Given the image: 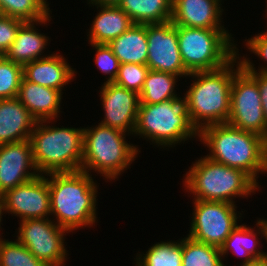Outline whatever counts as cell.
Listing matches in <instances>:
<instances>
[{
  "label": "cell",
  "mask_w": 267,
  "mask_h": 266,
  "mask_svg": "<svg viewBox=\"0 0 267 266\" xmlns=\"http://www.w3.org/2000/svg\"><path fill=\"white\" fill-rule=\"evenodd\" d=\"M198 136L211 150L209 159L243 170L255 182L258 172H267V140L228 123L203 127Z\"/></svg>",
  "instance_id": "1"
},
{
  "label": "cell",
  "mask_w": 267,
  "mask_h": 266,
  "mask_svg": "<svg viewBox=\"0 0 267 266\" xmlns=\"http://www.w3.org/2000/svg\"><path fill=\"white\" fill-rule=\"evenodd\" d=\"M47 175L50 212L57 216L58 225L70 232L95 223L97 186L90 174L78 170Z\"/></svg>",
  "instance_id": "2"
},
{
  "label": "cell",
  "mask_w": 267,
  "mask_h": 266,
  "mask_svg": "<svg viewBox=\"0 0 267 266\" xmlns=\"http://www.w3.org/2000/svg\"><path fill=\"white\" fill-rule=\"evenodd\" d=\"M237 58L239 56L234 57L222 68L189 74L192 77L198 78L186 93L191 122L198 131L208 125L228 122L231 84L234 74L242 67L241 63L238 62V67L233 72L232 68L234 65L232 63ZM200 120H205L206 122L202 123Z\"/></svg>",
  "instance_id": "3"
},
{
  "label": "cell",
  "mask_w": 267,
  "mask_h": 266,
  "mask_svg": "<svg viewBox=\"0 0 267 266\" xmlns=\"http://www.w3.org/2000/svg\"><path fill=\"white\" fill-rule=\"evenodd\" d=\"M44 122L48 121H37L29 139L37 171L48 174L81 170L84 128H52Z\"/></svg>",
  "instance_id": "4"
},
{
  "label": "cell",
  "mask_w": 267,
  "mask_h": 266,
  "mask_svg": "<svg viewBox=\"0 0 267 266\" xmlns=\"http://www.w3.org/2000/svg\"><path fill=\"white\" fill-rule=\"evenodd\" d=\"M186 176L185 188L194 194L195 200L234 204V196L250 195L258 187V183L243 170L228 167L206 156L194 163Z\"/></svg>",
  "instance_id": "5"
},
{
  "label": "cell",
  "mask_w": 267,
  "mask_h": 266,
  "mask_svg": "<svg viewBox=\"0 0 267 266\" xmlns=\"http://www.w3.org/2000/svg\"><path fill=\"white\" fill-rule=\"evenodd\" d=\"M145 136L159 145H173L195 137L187 96L157 104H140L134 134ZM143 135V136H142Z\"/></svg>",
  "instance_id": "6"
},
{
  "label": "cell",
  "mask_w": 267,
  "mask_h": 266,
  "mask_svg": "<svg viewBox=\"0 0 267 266\" xmlns=\"http://www.w3.org/2000/svg\"><path fill=\"white\" fill-rule=\"evenodd\" d=\"M124 133L101 124L92 129L84 128L81 170L88 173L93 169L107 179L117 178L138 152L137 147L125 141Z\"/></svg>",
  "instance_id": "7"
},
{
  "label": "cell",
  "mask_w": 267,
  "mask_h": 266,
  "mask_svg": "<svg viewBox=\"0 0 267 266\" xmlns=\"http://www.w3.org/2000/svg\"><path fill=\"white\" fill-rule=\"evenodd\" d=\"M177 36L189 73L222 68L238 55L226 30L177 26Z\"/></svg>",
  "instance_id": "8"
},
{
  "label": "cell",
  "mask_w": 267,
  "mask_h": 266,
  "mask_svg": "<svg viewBox=\"0 0 267 266\" xmlns=\"http://www.w3.org/2000/svg\"><path fill=\"white\" fill-rule=\"evenodd\" d=\"M228 124L261 135L267 140V127L257 81L241 67L231 84Z\"/></svg>",
  "instance_id": "9"
},
{
  "label": "cell",
  "mask_w": 267,
  "mask_h": 266,
  "mask_svg": "<svg viewBox=\"0 0 267 266\" xmlns=\"http://www.w3.org/2000/svg\"><path fill=\"white\" fill-rule=\"evenodd\" d=\"M188 237L220 248L238 225L235 205L229 202L195 200Z\"/></svg>",
  "instance_id": "10"
},
{
  "label": "cell",
  "mask_w": 267,
  "mask_h": 266,
  "mask_svg": "<svg viewBox=\"0 0 267 266\" xmlns=\"http://www.w3.org/2000/svg\"><path fill=\"white\" fill-rule=\"evenodd\" d=\"M65 232L68 230L48 218L26 219L20 223L17 240L46 265L62 266L67 255Z\"/></svg>",
  "instance_id": "11"
},
{
  "label": "cell",
  "mask_w": 267,
  "mask_h": 266,
  "mask_svg": "<svg viewBox=\"0 0 267 266\" xmlns=\"http://www.w3.org/2000/svg\"><path fill=\"white\" fill-rule=\"evenodd\" d=\"M149 70L168 72L181 77L190 73L185 69L181 58L177 26L168 21L165 23L147 24Z\"/></svg>",
  "instance_id": "12"
},
{
  "label": "cell",
  "mask_w": 267,
  "mask_h": 266,
  "mask_svg": "<svg viewBox=\"0 0 267 266\" xmlns=\"http://www.w3.org/2000/svg\"><path fill=\"white\" fill-rule=\"evenodd\" d=\"M1 198L4 211L19 216L21 221L51 214L48 178L43 175L7 190Z\"/></svg>",
  "instance_id": "13"
},
{
  "label": "cell",
  "mask_w": 267,
  "mask_h": 266,
  "mask_svg": "<svg viewBox=\"0 0 267 266\" xmlns=\"http://www.w3.org/2000/svg\"><path fill=\"white\" fill-rule=\"evenodd\" d=\"M103 85L100 92L105 118L99 124L133 134L140 105L139 94L114 82H104Z\"/></svg>",
  "instance_id": "14"
},
{
  "label": "cell",
  "mask_w": 267,
  "mask_h": 266,
  "mask_svg": "<svg viewBox=\"0 0 267 266\" xmlns=\"http://www.w3.org/2000/svg\"><path fill=\"white\" fill-rule=\"evenodd\" d=\"M28 168L36 172L30 173ZM39 175L29 139L0 145V196Z\"/></svg>",
  "instance_id": "15"
},
{
  "label": "cell",
  "mask_w": 267,
  "mask_h": 266,
  "mask_svg": "<svg viewBox=\"0 0 267 266\" xmlns=\"http://www.w3.org/2000/svg\"><path fill=\"white\" fill-rule=\"evenodd\" d=\"M220 0H172L171 21L176 26L225 30L220 24Z\"/></svg>",
  "instance_id": "16"
},
{
  "label": "cell",
  "mask_w": 267,
  "mask_h": 266,
  "mask_svg": "<svg viewBox=\"0 0 267 266\" xmlns=\"http://www.w3.org/2000/svg\"><path fill=\"white\" fill-rule=\"evenodd\" d=\"M36 123L17 97L0 99V145L30 139Z\"/></svg>",
  "instance_id": "17"
},
{
  "label": "cell",
  "mask_w": 267,
  "mask_h": 266,
  "mask_svg": "<svg viewBox=\"0 0 267 266\" xmlns=\"http://www.w3.org/2000/svg\"><path fill=\"white\" fill-rule=\"evenodd\" d=\"M74 73L64 57L57 54L41 57L23 66L26 80L59 91L74 77Z\"/></svg>",
  "instance_id": "18"
},
{
  "label": "cell",
  "mask_w": 267,
  "mask_h": 266,
  "mask_svg": "<svg viewBox=\"0 0 267 266\" xmlns=\"http://www.w3.org/2000/svg\"><path fill=\"white\" fill-rule=\"evenodd\" d=\"M61 93L22 77L17 98L37 121L53 120L60 110Z\"/></svg>",
  "instance_id": "19"
},
{
  "label": "cell",
  "mask_w": 267,
  "mask_h": 266,
  "mask_svg": "<svg viewBox=\"0 0 267 266\" xmlns=\"http://www.w3.org/2000/svg\"><path fill=\"white\" fill-rule=\"evenodd\" d=\"M108 46L120 64H147V24H133L128 30L112 40Z\"/></svg>",
  "instance_id": "20"
},
{
  "label": "cell",
  "mask_w": 267,
  "mask_h": 266,
  "mask_svg": "<svg viewBox=\"0 0 267 266\" xmlns=\"http://www.w3.org/2000/svg\"><path fill=\"white\" fill-rule=\"evenodd\" d=\"M92 29L89 32L91 44H109L128 30L134 23L119 6H100Z\"/></svg>",
  "instance_id": "21"
},
{
  "label": "cell",
  "mask_w": 267,
  "mask_h": 266,
  "mask_svg": "<svg viewBox=\"0 0 267 266\" xmlns=\"http://www.w3.org/2000/svg\"><path fill=\"white\" fill-rule=\"evenodd\" d=\"M34 22H24L19 30L12 45L4 54L7 60L16 62L24 66L36 59H40L42 50L47 44L45 35L35 31Z\"/></svg>",
  "instance_id": "22"
},
{
  "label": "cell",
  "mask_w": 267,
  "mask_h": 266,
  "mask_svg": "<svg viewBox=\"0 0 267 266\" xmlns=\"http://www.w3.org/2000/svg\"><path fill=\"white\" fill-rule=\"evenodd\" d=\"M134 24L171 21L172 0H121L118 5Z\"/></svg>",
  "instance_id": "23"
},
{
  "label": "cell",
  "mask_w": 267,
  "mask_h": 266,
  "mask_svg": "<svg viewBox=\"0 0 267 266\" xmlns=\"http://www.w3.org/2000/svg\"><path fill=\"white\" fill-rule=\"evenodd\" d=\"M177 75L149 70L139 94L140 104H157L177 97L174 87Z\"/></svg>",
  "instance_id": "24"
},
{
  "label": "cell",
  "mask_w": 267,
  "mask_h": 266,
  "mask_svg": "<svg viewBox=\"0 0 267 266\" xmlns=\"http://www.w3.org/2000/svg\"><path fill=\"white\" fill-rule=\"evenodd\" d=\"M257 234L252 228L246 225H237L231 234L225 239V242L220 247L221 255L228 253V250H235L237 255L245 256L242 264H248L254 259H262L266 257V253L256 250ZM258 251V252H257Z\"/></svg>",
  "instance_id": "25"
},
{
  "label": "cell",
  "mask_w": 267,
  "mask_h": 266,
  "mask_svg": "<svg viewBox=\"0 0 267 266\" xmlns=\"http://www.w3.org/2000/svg\"><path fill=\"white\" fill-rule=\"evenodd\" d=\"M46 0H0V14L24 22L44 23L49 19Z\"/></svg>",
  "instance_id": "26"
},
{
  "label": "cell",
  "mask_w": 267,
  "mask_h": 266,
  "mask_svg": "<svg viewBox=\"0 0 267 266\" xmlns=\"http://www.w3.org/2000/svg\"><path fill=\"white\" fill-rule=\"evenodd\" d=\"M220 248L186 237L182 240V266H225Z\"/></svg>",
  "instance_id": "27"
},
{
  "label": "cell",
  "mask_w": 267,
  "mask_h": 266,
  "mask_svg": "<svg viewBox=\"0 0 267 266\" xmlns=\"http://www.w3.org/2000/svg\"><path fill=\"white\" fill-rule=\"evenodd\" d=\"M146 253L143 259L137 257L138 266H182V240L157 243Z\"/></svg>",
  "instance_id": "28"
},
{
  "label": "cell",
  "mask_w": 267,
  "mask_h": 266,
  "mask_svg": "<svg viewBox=\"0 0 267 266\" xmlns=\"http://www.w3.org/2000/svg\"><path fill=\"white\" fill-rule=\"evenodd\" d=\"M0 266H48L18 240L0 243Z\"/></svg>",
  "instance_id": "29"
},
{
  "label": "cell",
  "mask_w": 267,
  "mask_h": 266,
  "mask_svg": "<svg viewBox=\"0 0 267 266\" xmlns=\"http://www.w3.org/2000/svg\"><path fill=\"white\" fill-rule=\"evenodd\" d=\"M22 77V65L0 56V99L16 98Z\"/></svg>",
  "instance_id": "30"
},
{
  "label": "cell",
  "mask_w": 267,
  "mask_h": 266,
  "mask_svg": "<svg viewBox=\"0 0 267 266\" xmlns=\"http://www.w3.org/2000/svg\"><path fill=\"white\" fill-rule=\"evenodd\" d=\"M148 71L147 65L122 63L114 83L140 94Z\"/></svg>",
  "instance_id": "31"
},
{
  "label": "cell",
  "mask_w": 267,
  "mask_h": 266,
  "mask_svg": "<svg viewBox=\"0 0 267 266\" xmlns=\"http://www.w3.org/2000/svg\"><path fill=\"white\" fill-rule=\"evenodd\" d=\"M92 46L97 49L95 57L97 66L103 73L110 75L106 82H114L120 67L119 60L108 44H92Z\"/></svg>",
  "instance_id": "32"
},
{
  "label": "cell",
  "mask_w": 267,
  "mask_h": 266,
  "mask_svg": "<svg viewBox=\"0 0 267 266\" xmlns=\"http://www.w3.org/2000/svg\"><path fill=\"white\" fill-rule=\"evenodd\" d=\"M24 21L0 14V56L8 51Z\"/></svg>",
  "instance_id": "33"
},
{
  "label": "cell",
  "mask_w": 267,
  "mask_h": 266,
  "mask_svg": "<svg viewBox=\"0 0 267 266\" xmlns=\"http://www.w3.org/2000/svg\"><path fill=\"white\" fill-rule=\"evenodd\" d=\"M242 67L257 81L260 91V99L264 111L265 123L267 127V74L257 73L253 64L246 58L240 61Z\"/></svg>",
  "instance_id": "34"
},
{
  "label": "cell",
  "mask_w": 267,
  "mask_h": 266,
  "mask_svg": "<svg viewBox=\"0 0 267 266\" xmlns=\"http://www.w3.org/2000/svg\"><path fill=\"white\" fill-rule=\"evenodd\" d=\"M246 43L248 49L263 58V60L267 61V32L256 35L255 37L249 39ZM260 73L267 74V67L261 68Z\"/></svg>",
  "instance_id": "35"
},
{
  "label": "cell",
  "mask_w": 267,
  "mask_h": 266,
  "mask_svg": "<svg viewBox=\"0 0 267 266\" xmlns=\"http://www.w3.org/2000/svg\"><path fill=\"white\" fill-rule=\"evenodd\" d=\"M91 4L100 6H118L121 0H91Z\"/></svg>",
  "instance_id": "36"
},
{
  "label": "cell",
  "mask_w": 267,
  "mask_h": 266,
  "mask_svg": "<svg viewBox=\"0 0 267 266\" xmlns=\"http://www.w3.org/2000/svg\"><path fill=\"white\" fill-rule=\"evenodd\" d=\"M241 266H267V254L265 258L254 259L248 264H242Z\"/></svg>",
  "instance_id": "37"
},
{
  "label": "cell",
  "mask_w": 267,
  "mask_h": 266,
  "mask_svg": "<svg viewBox=\"0 0 267 266\" xmlns=\"http://www.w3.org/2000/svg\"><path fill=\"white\" fill-rule=\"evenodd\" d=\"M256 225L261 229V233L264 235L267 241V220H259Z\"/></svg>",
  "instance_id": "38"
},
{
  "label": "cell",
  "mask_w": 267,
  "mask_h": 266,
  "mask_svg": "<svg viewBox=\"0 0 267 266\" xmlns=\"http://www.w3.org/2000/svg\"><path fill=\"white\" fill-rule=\"evenodd\" d=\"M4 211L3 209V201H2V198L0 196V222H1V216H2V212ZM2 242V239L0 238V243Z\"/></svg>",
  "instance_id": "39"
}]
</instances>
